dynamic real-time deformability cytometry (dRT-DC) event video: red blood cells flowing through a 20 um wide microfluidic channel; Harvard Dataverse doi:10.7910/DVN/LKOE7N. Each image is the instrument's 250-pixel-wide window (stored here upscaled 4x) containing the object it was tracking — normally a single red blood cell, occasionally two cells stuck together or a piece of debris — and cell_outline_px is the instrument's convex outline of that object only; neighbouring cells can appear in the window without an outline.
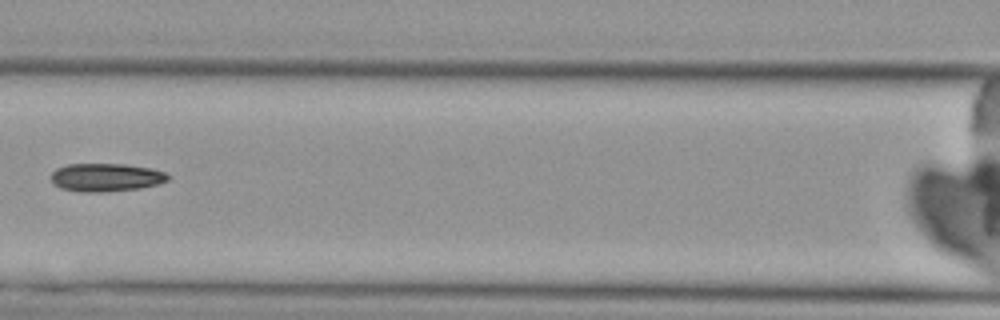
{"species": "Egyptian fruit bat (a non-hibernating species)", "species_latin": "Rousettus aegyptiacus", "temperature_condition": "cold", "stored_images_in_passage": 7, "camera_frame_rate_fps": 3000, "um_per_image_px": 0.085, "animal": {"sex": "female"}, "frame": {"image": 1, "passage_image": 6, "time_ms": 6.667, "image_size_px": [1000, 320], "cell_outline_px": [[172, 176], [168, 180], [156, 184], [140, 188], [104, 192], [84, 192], [60, 188], [52, 184], [48, 176], [56, 168], [68, 164], [128, 164], [152, 168], [164, 172]], "centroid_in_image_um": [8.97, 15.07], "position_along_channel_um": 157.6, "area_um2": 19.48}}
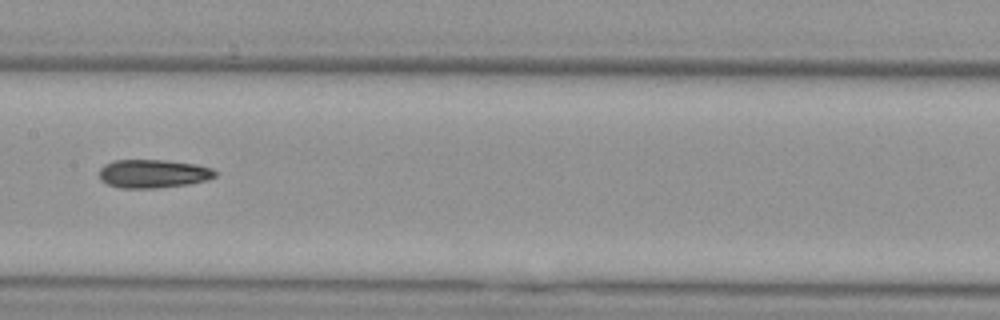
{"frame": {"image": 2, "passage_image": 7, "time_ms": 7.667, "image_size_px": [1000, 320], "cell_outline_px": [[216, 176], [208, 180], [188, 184], [156, 188], [120, 188], [108, 184], [100, 180], [100, 168], [104, 164], [112, 160], [164, 160], [196, 164], [212, 168], [216, 172]], "centroid_in_image_um": [13.01, 14.76], "position_along_channel_um": 194.4, "area_um2": 19.31}}